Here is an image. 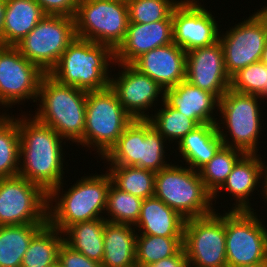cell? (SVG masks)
Masks as SVG:
<instances>
[{
    "instance_id": "1",
    "label": "cell",
    "mask_w": 267,
    "mask_h": 267,
    "mask_svg": "<svg viewBox=\"0 0 267 267\" xmlns=\"http://www.w3.org/2000/svg\"><path fill=\"white\" fill-rule=\"evenodd\" d=\"M18 119L20 137L19 176L50 193L63 182V138L34 116ZM31 118V119H30ZM62 145V146H61Z\"/></svg>"
},
{
    "instance_id": "2",
    "label": "cell",
    "mask_w": 267,
    "mask_h": 267,
    "mask_svg": "<svg viewBox=\"0 0 267 267\" xmlns=\"http://www.w3.org/2000/svg\"><path fill=\"white\" fill-rule=\"evenodd\" d=\"M83 177L64 194L60 192L64 183L48 194V223L62 233L76 223L105 218L101 214L106 210L112 183L110 174L106 171L105 174Z\"/></svg>"
},
{
    "instance_id": "3",
    "label": "cell",
    "mask_w": 267,
    "mask_h": 267,
    "mask_svg": "<svg viewBox=\"0 0 267 267\" xmlns=\"http://www.w3.org/2000/svg\"><path fill=\"white\" fill-rule=\"evenodd\" d=\"M86 95L87 91L59 83L45 74L37 98L40 104L33 116L64 140L84 146Z\"/></svg>"
},
{
    "instance_id": "4",
    "label": "cell",
    "mask_w": 267,
    "mask_h": 267,
    "mask_svg": "<svg viewBox=\"0 0 267 267\" xmlns=\"http://www.w3.org/2000/svg\"><path fill=\"white\" fill-rule=\"evenodd\" d=\"M109 62L115 64L110 47L76 37L49 75L64 85L100 91L110 87Z\"/></svg>"
},
{
    "instance_id": "5",
    "label": "cell",
    "mask_w": 267,
    "mask_h": 267,
    "mask_svg": "<svg viewBox=\"0 0 267 267\" xmlns=\"http://www.w3.org/2000/svg\"><path fill=\"white\" fill-rule=\"evenodd\" d=\"M154 196L185 219L203 217L216 210L199 172L188 166L171 164L156 172Z\"/></svg>"
},
{
    "instance_id": "6",
    "label": "cell",
    "mask_w": 267,
    "mask_h": 267,
    "mask_svg": "<svg viewBox=\"0 0 267 267\" xmlns=\"http://www.w3.org/2000/svg\"><path fill=\"white\" fill-rule=\"evenodd\" d=\"M132 121L111 87L87 91L84 147L96 149L103 158Z\"/></svg>"
},
{
    "instance_id": "7",
    "label": "cell",
    "mask_w": 267,
    "mask_h": 267,
    "mask_svg": "<svg viewBox=\"0 0 267 267\" xmlns=\"http://www.w3.org/2000/svg\"><path fill=\"white\" fill-rule=\"evenodd\" d=\"M257 95L242 94L229 89L220 99L217 111L222 116V127L217 122L218 134L227 147L237 148L245 154L258 152V137L261 134L260 103ZM260 113V114H259ZM226 125V126H224ZM226 127V132L224 129ZM222 128V129H221ZM223 130V131H222ZM231 138H228L227 136ZM228 138V139H227ZM231 139L232 141H229ZM231 142V143H230Z\"/></svg>"
},
{
    "instance_id": "8",
    "label": "cell",
    "mask_w": 267,
    "mask_h": 267,
    "mask_svg": "<svg viewBox=\"0 0 267 267\" xmlns=\"http://www.w3.org/2000/svg\"><path fill=\"white\" fill-rule=\"evenodd\" d=\"M76 37L104 44L115 51L123 42L129 24L126 0H78Z\"/></svg>"
},
{
    "instance_id": "9",
    "label": "cell",
    "mask_w": 267,
    "mask_h": 267,
    "mask_svg": "<svg viewBox=\"0 0 267 267\" xmlns=\"http://www.w3.org/2000/svg\"><path fill=\"white\" fill-rule=\"evenodd\" d=\"M165 142L147 119L133 120L102 159L110 165L137 166L156 173L172 163L165 161Z\"/></svg>"
},
{
    "instance_id": "10",
    "label": "cell",
    "mask_w": 267,
    "mask_h": 267,
    "mask_svg": "<svg viewBox=\"0 0 267 267\" xmlns=\"http://www.w3.org/2000/svg\"><path fill=\"white\" fill-rule=\"evenodd\" d=\"M75 38L73 17L45 15L15 47L27 60L49 74Z\"/></svg>"
},
{
    "instance_id": "11",
    "label": "cell",
    "mask_w": 267,
    "mask_h": 267,
    "mask_svg": "<svg viewBox=\"0 0 267 267\" xmlns=\"http://www.w3.org/2000/svg\"><path fill=\"white\" fill-rule=\"evenodd\" d=\"M182 246L189 267H227L225 214L186 219Z\"/></svg>"
},
{
    "instance_id": "12",
    "label": "cell",
    "mask_w": 267,
    "mask_h": 267,
    "mask_svg": "<svg viewBox=\"0 0 267 267\" xmlns=\"http://www.w3.org/2000/svg\"><path fill=\"white\" fill-rule=\"evenodd\" d=\"M228 211L225 212L227 267L265 262L267 229L255 210Z\"/></svg>"
},
{
    "instance_id": "13",
    "label": "cell",
    "mask_w": 267,
    "mask_h": 267,
    "mask_svg": "<svg viewBox=\"0 0 267 267\" xmlns=\"http://www.w3.org/2000/svg\"><path fill=\"white\" fill-rule=\"evenodd\" d=\"M48 223V193L19 175L0 178V226Z\"/></svg>"
},
{
    "instance_id": "14",
    "label": "cell",
    "mask_w": 267,
    "mask_h": 267,
    "mask_svg": "<svg viewBox=\"0 0 267 267\" xmlns=\"http://www.w3.org/2000/svg\"><path fill=\"white\" fill-rule=\"evenodd\" d=\"M44 75L15 46L0 45V106L9 109L11 105L19 104L25 99L37 103Z\"/></svg>"
},
{
    "instance_id": "15",
    "label": "cell",
    "mask_w": 267,
    "mask_h": 267,
    "mask_svg": "<svg viewBox=\"0 0 267 267\" xmlns=\"http://www.w3.org/2000/svg\"><path fill=\"white\" fill-rule=\"evenodd\" d=\"M235 25L224 35L219 33L225 68L230 77L240 69L259 62L267 43V28L254 13Z\"/></svg>"
},
{
    "instance_id": "16",
    "label": "cell",
    "mask_w": 267,
    "mask_h": 267,
    "mask_svg": "<svg viewBox=\"0 0 267 267\" xmlns=\"http://www.w3.org/2000/svg\"><path fill=\"white\" fill-rule=\"evenodd\" d=\"M199 1L180 2L172 12L173 42L185 52L219 40V25Z\"/></svg>"
},
{
    "instance_id": "17",
    "label": "cell",
    "mask_w": 267,
    "mask_h": 267,
    "mask_svg": "<svg viewBox=\"0 0 267 267\" xmlns=\"http://www.w3.org/2000/svg\"><path fill=\"white\" fill-rule=\"evenodd\" d=\"M117 64L118 68L121 66L123 70L117 74V78L116 75L110 78L111 89L133 120L148 119L150 115L146 111L156 104L154 102L158 101L159 95L164 100L165 90L132 64Z\"/></svg>"
},
{
    "instance_id": "18",
    "label": "cell",
    "mask_w": 267,
    "mask_h": 267,
    "mask_svg": "<svg viewBox=\"0 0 267 267\" xmlns=\"http://www.w3.org/2000/svg\"><path fill=\"white\" fill-rule=\"evenodd\" d=\"M220 99L231 86L222 44L216 43L186 52V79Z\"/></svg>"
},
{
    "instance_id": "19",
    "label": "cell",
    "mask_w": 267,
    "mask_h": 267,
    "mask_svg": "<svg viewBox=\"0 0 267 267\" xmlns=\"http://www.w3.org/2000/svg\"><path fill=\"white\" fill-rule=\"evenodd\" d=\"M170 43H173L172 20L129 22L123 42L114 51L115 64H132L142 54Z\"/></svg>"
},
{
    "instance_id": "20",
    "label": "cell",
    "mask_w": 267,
    "mask_h": 267,
    "mask_svg": "<svg viewBox=\"0 0 267 267\" xmlns=\"http://www.w3.org/2000/svg\"><path fill=\"white\" fill-rule=\"evenodd\" d=\"M132 65L164 90L186 79V52L174 42L142 54Z\"/></svg>"
},
{
    "instance_id": "21",
    "label": "cell",
    "mask_w": 267,
    "mask_h": 267,
    "mask_svg": "<svg viewBox=\"0 0 267 267\" xmlns=\"http://www.w3.org/2000/svg\"><path fill=\"white\" fill-rule=\"evenodd\" d=\"M164 101L179 113L187 115V118L193 119L198 125L218 122L213 112L218 109L219 99L211 92L200 89L187 80L166 89Z\"/></svg>"
},
{
    "instance_id": "22",
    "label": "cell",
    "mask_w": 267,
    "mask_h": 267,
    "mask_svg": "<svg viewBox=\"0 0 267 267\" xmlns=\"http://www.w3.org/2000/svg\"><path fill=\"white\" fill-rule=\"evenodd\" d=\"M262 158L256 154H244L233 166L223 185L212 195L216 199L217 192L228 191L236 200L230 210H254L248 197L261 183Z\"/></svg>"
},
{
    "instance_id": "23",
    "label": "cell",
    "mask_w": 267,
    "mask_h": 267,
    "mask_svg": "<svg viewBox=\"0 0 267 267\" xmlns=\"http://www.w3.org/2000/svg\"><path fill=\"white\" fill-rule=\"evenodd\" d=\"M186 219L155 196L143 199L135 228L140 234L183 237Z\"/></svg>"
},
{
    "instance_id": "24",
    "label": "cell",
    "mask_w": 267,
    "mask_h": 267,
    "mask_svg": "<svg viewBox=\"0 0 267 267\" xmlns=\"http://www.w3.org/2000/svg\"><path fill=\"white\" fill-rule=\"evenodd\" d=\"M45 15L36 0H6L0 45L18 44Z\"/></svg>"
},
{
    "instance_id": "25",
    "label": "cell",
    "mask_w": 267,
    "mask_h": 267,
    "mask_svg": "<svg viewBox=\"0 0 267 267\" xmlns=\"http://www.w3.org/2000/svg\"><path fill=\"white\" fill-rule=\"evenodd\" d=\"M104 255L102 267H133L136 265L135 227L106 222L104 226Z\"/></svg>"
},
{
    "instance_id": "26",
    "label": "cell",
    "mask_w": 267,
    "mask_h": 267,
    "mask_svg": "<svg viewBox=\"0 0 267 267\" xmlns=\"http://www.w3.org/2000/svg\"><path fill=\"white\" fill-rule=\"evenodd\" d=\"M222 146L216 124H201L182 138L177 150L188 167L198 171Z\"/></svg>"
},
{
    "instance_id": "27",
    "label": "cell",
    "mask_w": 267,
    "mask_h": 267,
    "mask_svg": "<svg viewBox=\"0 0 267 267\" xmlns=\"http://www.w3.org/2000/svg\"><path fill=\"white\" fill-rule=\"evenodd\" d=\"M106 222L105 218H98L69 226L63 232L64 243L90 260L101 264L104 255L103 231Z\"/></svg>"
},
{
    "instance_id": "28",
    "label": "cell",
    "mask_w": 267,
    "mask_h": 267,
    "mask_svg": "<svg viewBox=\"0 0 267 267\" xmlns=\"http://www.w3.org/2000/svg\"><path fill=\"white\" fill-rule=\"evenodd\" d=\"M46 224L0 226V267H21L30 242Z\"/></svg>"
},
{
    "instance_id": "29",
    "label": "cell",
    "mask_w": 267,
    "mask_h": 267,
    "mask_svg": "<svg viewBox=\"0 0 267 267\" xmlns=\"http://www.w3.org/2000/svg\"><path fill=\"white\" fill-rule=\"evenodd\" d=\"M64 242L63 233L47 223L32 239L21 267H52L58 263L59 248Z\"/></svg>"
},
{
    "instance_id": "30",
    "label": "cell",
    "mask_w": 267,
    "mask_h": 267,
    "mask_svg": "<svg viewBox=\"0 0 267 267\" xmlns=\"http://www.w3.org/2000/svg\"><path fill=\"white\" fill-rule=\"evenodd\" d=\"M107 171L120 190L146 199L155 193V172L137 166L110 165Z\"/></svg>"
},
{
    "instance_id": "31",
    "label": "cell",
    "mask_w": 267,
    "mask_h": 267,
    "mask_svg": "<svg viewBox=\"0 0 267 267\" xmlns=\"http://www.w3.org/2000/svg\"><path fill=\"white\" fill-rule=\"evenodd\" d=\"M18 118L0 115V178L19 174L20 137Z\"/></svg>"
},
{
    "instance_id": "32",
    "label": "cell",
    "mask_w": 267,
    "mask_h": 267,
    "mask_svg": "<svg viewBox=\"0 0 267 267\" xmlns=\"http://www.w3.org/2000/svg\"><path fill=\"white\" fill-rule=\"evenodd\" d=\"M245 153L237 148L222 146L198 172L206 189L213 195L226 181L233 166Z\"/></svg>"
},
{
    "instance_id": "33",
    "label": "cell",
    "mask_w": 267,
    "mask_h": 267,
    "mask_svg": "<svg viewBox=\"0 0 267 267\" xmlns=\"http://www.w3.org/2000/svg\"><path fill=\"white\" fill-rule=\"evenodd\" d=\"M183 237H163L137 234L136 265L146 267L161 259L175 255L182 246Z\"/></svg>"
},
{
    "instance_id": "34",
    "label": "cell",
    "mask_w": 267,
    "mask_h": 267,
    "mask_svg": "<svg viewBox=\"0 0 267 267\" xmlns=\"http://www.w3.org/2000/svg\"><path fill=\"white\" fill-rule=\"evenodd\" d=\"M161 101L163 108L155 112L154 116L150 114L147 120L166 141H169L168 143L177 140L178 144L185 135L199 125L193 119L187 118V115L170 107L164 100Z\"/></svg>"
},
{
    "instance_id": "35",
    "label": "cell",
    "mask_w": 267,
    "mask_h": 267,
    "mask_svg": "<svg viewBox=\"0 0 267 267\" xmlns=\"http://www.w3.org/2000/svg\"><path fill=\"white\" fill-rule=\"evenodd\" d=\"M142 201V198L124 192L111 183L105 210L108 214L106 221L135 226L140 217Z\"/></svg>"
},
{
    "instance_id": "36",
    "label": "cell",
    "mask_w": 267,
    "mask_h": 267,
    "mask_svg": "<svg viewBox=\"0 0 267 267\" xmlns=\"http://www.w3.org/2000/svg\"><path fill=\"white\" fill-rule=\"evenodd\" d=\"M197 0H126L129 22L145 24L172 20V12L180 2Z\"/></svg>"
},
{
    "instance_id": "37",
    "label": "cell",
    "mask_w": 267,
    "mask_h": 267,
    "mask_svg": "<svg viewBox=\"0 0 267 267\" xmlns=\"http://www.w3.org/2000/svg\"><path fill=\"white\" fill-rule=\"evenodd\" d=\"M235 92L257 95L261 100H267V66L256 62L240 69L231 77V86Z\"/></svg>"
},
{
    "instance_id": "38",
    "label": "cell",
    "mask_w": 267,
    "mask_h": 267,
    "mask_svg": "<svg viewBox=\"0 0 267 267\" xmlns=\"http://www.w3.org/2000/svg\"><path fill=\"white\" fill-rule=\"evenodd\" d=\"M58 263L61 267H102L100 263L90 260L64 242L59 248Z\"/></svg>"
},
{
    "instance_id": "39",
    "label": "cell",
    "mask_w": 267,
    "mask_h": 267,
    "mask_svg": "<svg viewBox=\"0 0 267 267\" xmlns=\"http://www.w3.org/2000/svg\"><path fill=\"white\" fill-rule=\"evenodd\" d=\"M46 15L70 16L76 14L78 0H36Z\"/></svg>"
},
{
    "instance_id": "40",
    "label": "cell",
    "mask_w": 267,
    "mask_h": 267,
    "mask_svg": "<svg viewBox=\"0 0 267 267\" xmlns=\"http://www.w3.org/2000/svg\"><path fill=\"white\" fill-rule=\"evenodd\" d=\"M146 267H189L183 247L173 256L151 263Z\"/></svg>"
},
{
    "instance_id": "41",
    "label": "cell",
    "mask_w": 267,
    "mask_h": 267,
    "mask_svg": "<svg viewBox=\"0 0 267 267\" xmlns=\"http://www.w3.org/2000/svg\"><path fill=\"white\" fill-rule=\"evenodd\" d=\"M261 179H263L264 182L262 181L263 190L260 192H263L262 196L265 197L264 199H266L267 201V166H265V163H263V161H262V169H261Z\"/></svg>"
},
{
    "instance_id": "42",
    "label": "cell",
    "mask_w": 267,
    "mask_h": 267,
    "mask_svg": "<svg viewBox=\"0 0 267 267\" xmlns=\"http://www.w3.org/2000/svg\"><path fill=\"white\" fill-rule=\"evenodd\" d=\"M5 10H6V0H0V38L2 35L4 17H5Z\"/></svg>"
},
{
    "instance_id": "43",
    "label": "cell",
    "mask_w": 267,
    "mask_h": 267,
    "mask_svg": "<svg viewBox=\"0 0 267 267\" xmlns=\"http://www.w3.org/2000/svg\"><path fill=\"white\" fill-rule=\"evenodd\" d=\"M266 26L267 28V6H263L261 10H257V12L254 13Z\"/></svg>"
},
{
    "instance_id": "44",
    "label": "cell",
    "mask_w": 267,
    "mask_h": 267,
    "mask_svg": "<svg viewBox=\"0 0 267 267\" xmlns=\"http://www.w3.org/2000/svg\"><path fill=\"white\" fill-rule=\"evenodd\" d=\"M233 267H264V262H258V263H252V264H244V265L233 266Z\"/></svg>"
},
{
    "instance_id": "45",
    "label": "cell",
    "mask_w": 267,
    "mask_h": 267,
    "mask_svg": "<svg viewBox=\"0 0 267 267\" xmlns=\"http://www.w3.org/2000/svg\"><path fill=\"white\" fill-rule=\"evenodd\" d=\"M266 66H267V43L264 47V50L262 52L261 60Z\"/></svg>"
},
{
    "instance_id": "46",
    "label": "cell",
    "mask_w": 267,
    "mask_h": 267,
    "mask_svg": "<svg viewBox=\"0 0 267 267\" xmlns=\"http://www.w3.org/2000/svg\"><path fill=\"white\" fill-rule=\"evenodd\" d=\"M264 267H267V258H266V260L264 262Z\"/></svg>"
},
{
    "instance_id": "47",
    "label": "cell",
    "mask_w": 267,
    "mask_h": 267,
    "mask_svg": "<svg viewBox=\"0 0 267 267\" xmlns=\"http://www.w3.org/2000/svg\"><path fill=\"white\" fill-rule=\"evenodd\" d=\"M52 267H61V266L59 265V263H57L56 265H54Z\"/></svg>"
}]
</instances>
